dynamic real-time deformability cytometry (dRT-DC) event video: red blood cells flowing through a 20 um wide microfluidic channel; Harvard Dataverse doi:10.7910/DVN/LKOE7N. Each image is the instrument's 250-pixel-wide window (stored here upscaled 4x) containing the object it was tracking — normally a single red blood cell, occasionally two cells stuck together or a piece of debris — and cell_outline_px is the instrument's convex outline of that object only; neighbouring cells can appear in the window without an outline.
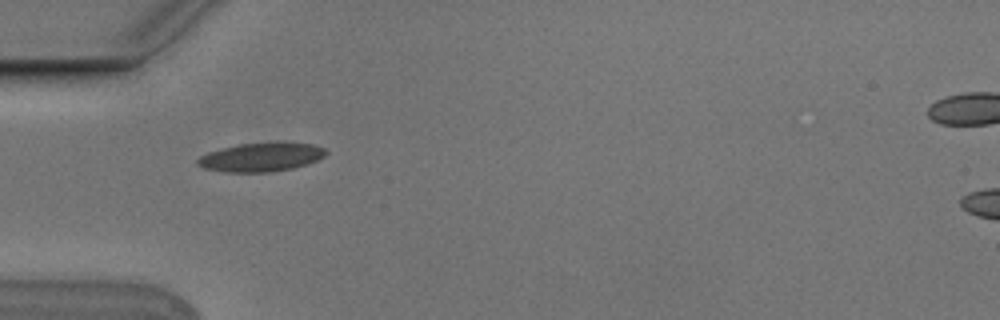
{"species": "Egyptian fruit bat (a non-hibernating species)", "species_latin": "Rousettus aegyptiacus", "temperature_condition": "cold", "stored_images_in_passage": 1, "camera_frame_rate_fps": 3000, "um_per_image_px": 0.085, "animal": {"sex": "male"}, "frame": {"image": 1, "passage_image": 1, "time_ms": 0.0, "image_size_px": [1000, 320], "cell_outline_px": [[328, 152], [324, 156], [316, 160], [292, 168], [268, 172], [224, 172], [204, 168], [196, 164], [196, 160], [200, 156], [208, 152], [220, 148], [240, 144], [276, 140], [312, 144], [324, 148]], "centroid_in_image_um": [22.18, 13.32], "position_along_channel_um": 62.8, "area_um2": 21.91}}